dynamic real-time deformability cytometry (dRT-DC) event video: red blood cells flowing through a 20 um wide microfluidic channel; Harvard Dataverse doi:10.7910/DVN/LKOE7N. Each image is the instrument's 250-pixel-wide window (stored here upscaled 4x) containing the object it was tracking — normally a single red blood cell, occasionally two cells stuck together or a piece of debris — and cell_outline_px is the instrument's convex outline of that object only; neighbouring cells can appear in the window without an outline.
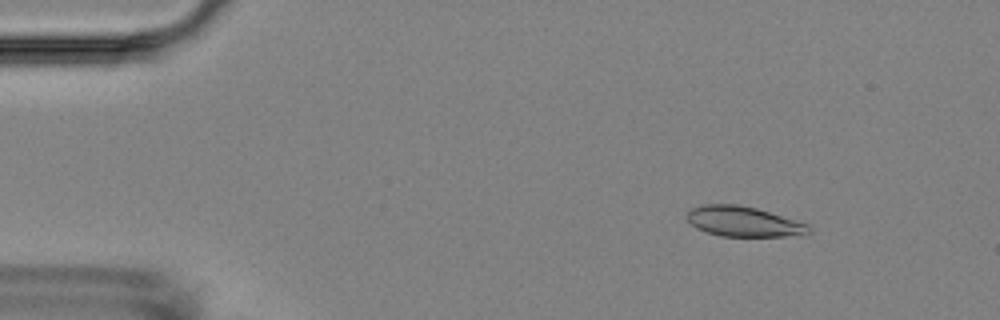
{"species": "Egyptian fruit bat (a non-hibernating species)", "species_latin": "Rousettus aegyptiacus", "temperature_condition": "room temperature", "stored_images_in_passage": 6, "camera_frame_rate_fps": 3000, "um_per_image_px": 0.085, "animal": {"sex": "female"}, "frame": {"image": 1, "passage_image": 2, "time_ms": 1.333, "image_size_px": [1000, 320], "cell_outline_px": [[812, 232], [808, 236], [720, 236], [696, 228], [684, 216], [692, 208], [700, 204], [736, 204], [756, 208], [808, 224], [812, 228]], "centroid_in_image_um": [63.24, 18.84], "position_along_channel_um": 21.8, "area_um2": 21.62}}
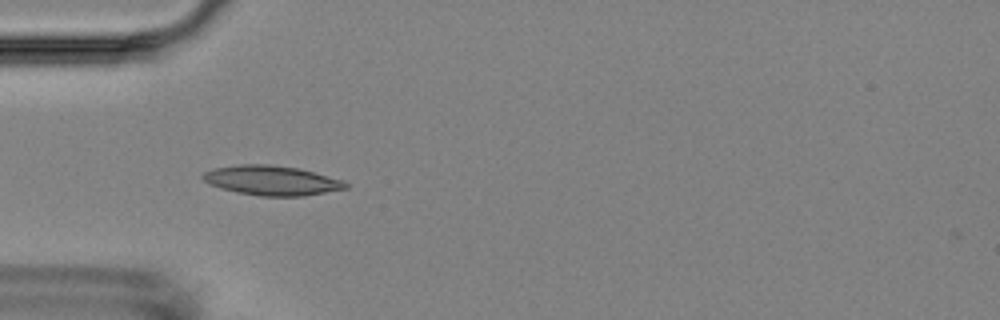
{"frame": {"image": 2, "passage_image": 5, "time_ms": 4.667, "image_size_px": [1000, 320], "cell_outline_px": [[348, 188], [304, 196], [260, 196], [236, 192], [220, 188], [208, 184], [200, 176], [204, 172], [212, 168], [240, 164], [268, 164], [300, 168], [344, 180], [348, 184]], "centroid_in_image_um": [23.08, 15.33], "position_along_channel_um": 61.9, "area_um2": 24.91}}
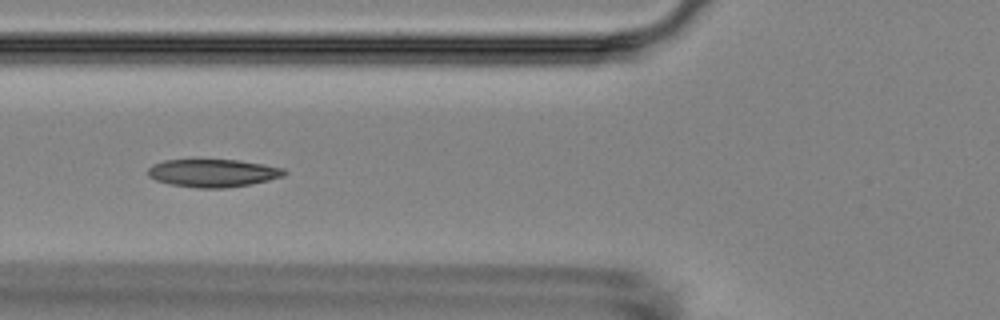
{"frame": {"image": 3, "passage_image": 6, "time_ms": 6.0, "image_size_px": [1000, 320], "cell_outline_px": [[288, 172], [284, 176], [252, 184], [224, 188], [200, 188], [172, 184], [156, 180], [148, 176], [148, 168], [152, 164], [164, 160], [236, 160], [264, 164], [284, 168]], "centroid_in_image_um": [18.13, 14.7], "position_along_channel_um": 107.7, "area_um2": 22.08}}